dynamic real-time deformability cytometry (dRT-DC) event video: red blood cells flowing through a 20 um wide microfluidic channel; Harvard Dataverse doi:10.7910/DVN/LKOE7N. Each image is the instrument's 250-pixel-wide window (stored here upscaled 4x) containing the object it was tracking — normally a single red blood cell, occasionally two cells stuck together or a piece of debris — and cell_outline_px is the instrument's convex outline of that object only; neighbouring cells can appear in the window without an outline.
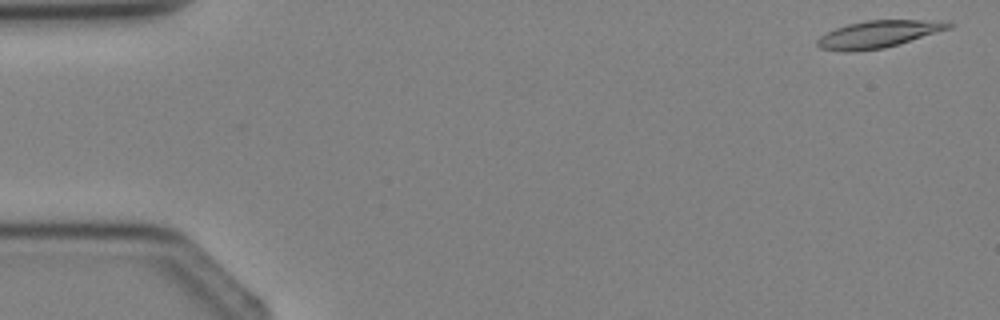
{"species": "Egyptian fruit bat (a non-hibernating species)", "species_latin": "Rousettus aegyptiacus", "temperature_condition": "cold", "stored_images_in_passage": 4, "camera_frame_rate_fps": 3000, "um_per_image_px": 0.085, "animal": {"sex": "female"}, "frame": {"image": 1, "passage_image": 1, "time_ms": 0.0, "image_size_px": [1000, 320], "cell_outline_px": [[956, 24], [952, 28], [884, 48], [848, 52], [820, 48], [816, 44], [816, 40], [820, 36], [836, 28], [848, 24], [868, 20], [920, 20]], "centroid_in_image_um": [74.62, 2.91], "position_along_channel_um": 10.4, "area_um2": 20.4}}